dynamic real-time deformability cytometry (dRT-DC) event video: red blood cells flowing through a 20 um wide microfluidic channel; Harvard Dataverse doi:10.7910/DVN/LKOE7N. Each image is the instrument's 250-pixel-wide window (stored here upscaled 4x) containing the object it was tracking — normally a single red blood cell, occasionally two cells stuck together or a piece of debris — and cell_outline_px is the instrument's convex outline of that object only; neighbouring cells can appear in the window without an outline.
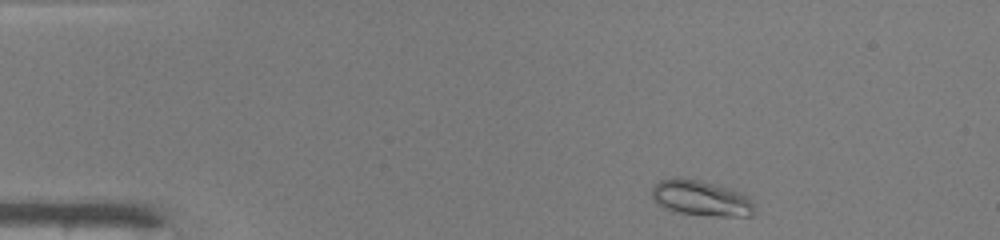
{"species": "common noctule bat (a hibernating species)", "species_latin": "Nyctalus noctula", "temperature_condition": "warm", "stored_images_in_passage": 43, "camera_frame_rate_fps": 3000, "um_per_image_px": 0.085, "animal": {"sex": "male", "body_mass_g": 19.0, "forearm_length_mm": 50.8}, "frame": {"image": 1, "passage_image": 2, "time_ms": 0.333, "image_size_px": [1000, 240], "cell_outline_px": [[752, 216], [708, 216], [680, 212], [664, 208], [656, 204], [652, 196], [652, 188], [660, 180], [672, 176], [676, 176], [700, 180], [732, 188], [748, 196], [752, 200]], "centroid_in_image_um": [59.56, 16.82], "position_along_channel_um": 25.4, "area_um2": 21.44}}
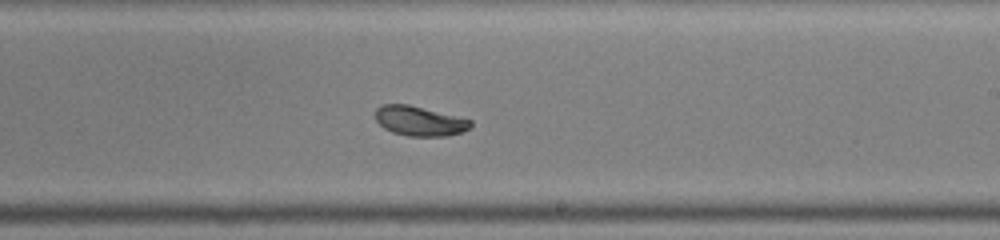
{"frame": {"image": 2, "passage_image": 24, "time_ms": 7.667, "image_size_px": [1000, 240], "cell_outline_px": [[472, 124], [468, 128], [460, 132], [448, 136], [408, 136], [392, 132], [384, 128], [376, 120], [376, 108], [380, 104], [408, 104], [472, 120]], "centroid_in_image_um": [35.63, 10.28], "position_along_channel_um": 253.4, "area_um2": 16.36}}
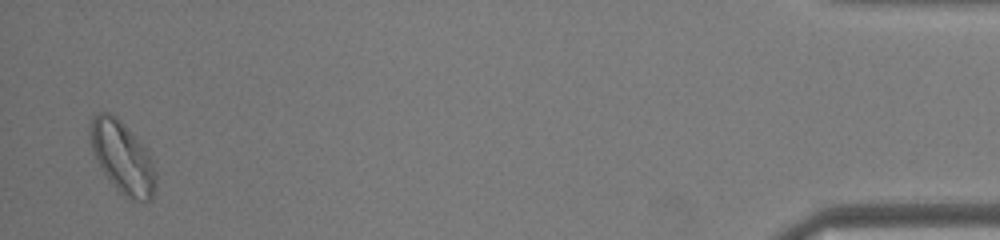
{"frame": {"image": 3, "passage_image": 42, "time_ms": 13.667, "image_size_px": [1000, 240], "cell_outline_px": [[156, 180], [152, 196], [148, 200], [140, 200], [124, 196], [116, 188], [104, 172], [96, 160], [92, 152], [88, 140], [88, 124], [92, 116], [100, 112], [108, 112], [120, 120], [144, 144], [152, 160], [156, 172]], "centroid_in_image_um": [10.36, 13.31], "position_along_channel_um": 424.8, "area_um2": 27.57}, "authors_computed_cell_mechanics": {"area_um2": 17.8024, "velocity_mm_per_s": 4.187, "shape_relaxation_time_tau1_ms": 3.627, "shape_relaxation_time_tau2_ms": null, "deformation_change_tau1": 0.1736, "deformation_change_tau2": null}}